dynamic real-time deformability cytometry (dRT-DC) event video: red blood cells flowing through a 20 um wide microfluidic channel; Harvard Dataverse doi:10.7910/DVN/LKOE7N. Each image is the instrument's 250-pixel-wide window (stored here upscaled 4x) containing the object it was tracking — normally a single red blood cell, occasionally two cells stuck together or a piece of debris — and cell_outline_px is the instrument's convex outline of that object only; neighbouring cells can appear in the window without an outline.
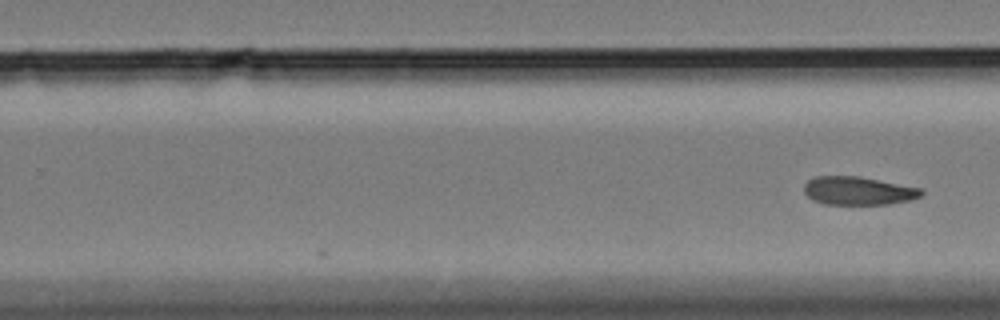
{"species": "Egyptian fruit bat (a non-hibernating species)", "species_latin": "Rousettus aegyptiacus", "temperature_condition": "cold", "stored_images_in_passage": 18, "camera_frame_rate_fps": 3000, "um_per_image_px": 0.085, "animal": {"sex": "female"}, "frame": {"image": 1, "passage_image": 18, "time_ms": 5.667, "image_size_px": [1000, 320], "cell_outline_px": [[924, 192], [920, 196], [912, 200], [888, 204], [824, 204], [812, 200], [804, 192], [804, 184], [808, 180], [816, 176], [856, 176], [924, 188]], "centroid_in_image_um": [72.97, 16.22], "position_along_channel_um": 256.8, "area_um2": 19.42}}